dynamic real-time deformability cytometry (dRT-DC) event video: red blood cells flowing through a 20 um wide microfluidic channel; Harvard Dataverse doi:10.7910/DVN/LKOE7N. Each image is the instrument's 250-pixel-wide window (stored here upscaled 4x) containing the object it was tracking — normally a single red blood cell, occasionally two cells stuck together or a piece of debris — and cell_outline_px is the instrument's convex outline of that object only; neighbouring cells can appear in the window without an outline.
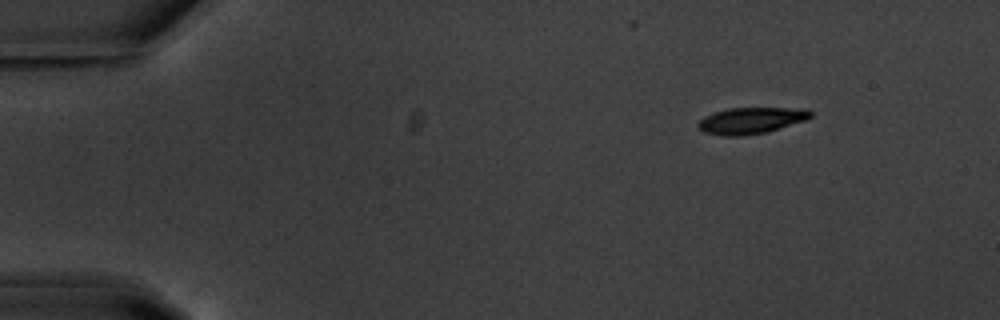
{"species": "common noctule bat (a hibernating species)", "species_latin": "Nyctalus noctula", "temperature_condition": "warm", "stored_images_in_passage": 30, "camera_frame_rate_fps": 3000, "um_per_image_px": 0.085, "animal": {"sex": "male", "body_mass_g": 20.1, "forearm_length_mm": 53.5}, "frame": {"image": 1, "passage_image": 1, "time_ms": 0.0, "image_size_px": [1000, 320], "cell_outline_px": [[812, 116], [808, 120], [768, 132], [740, 136], [724, 136], [704, 132], [696, 124], [704, 116], [712, 112], [728, 108], [808, 108], [812, 112]], "centroid_in_image_um": [63.88, 10.24], "position_along_channel_um": 21.1, "area_um2": 17.57}}
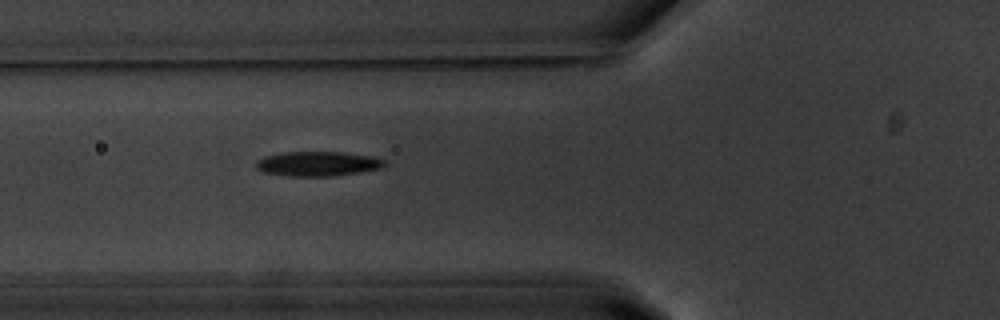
{"frame": {"image": 2, "passage_image": 15, "time_ms": 4.667, "image_size_px": [1000, 320], "cell_outline_px": [[388, 164], [380, 168], [360, 172], [332, 176], [288, 176], [264, 172], [256, 168], [256, 160], [264, 156], [284, 152], [344, 152], [368, 156], [384, 160]], "centroid_in_image_um": [26.98, 13.92], "position_along_channel_um": 98.8, "area_um2": 18.38}}
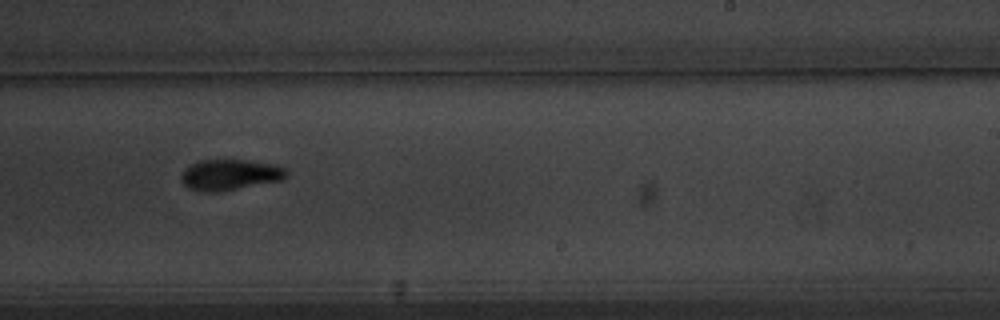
{"frame": {"image": 3, "passage_image": 29, "time_ms": 9.333, "image_size_px": [1000, 320], "cell_outline_px": [[288, 176], [284, 180], [220, 192], [200, 192], [188, 188], [180, 180], [180, 176], [184, 168], [200, 160], [248, 160], [272, 164], [284, 168], [288, 172]], "centroid_in_image_um": [19.54, 14.87], "position_along_channel_um": 269.5, "area_um2": 19.19}}